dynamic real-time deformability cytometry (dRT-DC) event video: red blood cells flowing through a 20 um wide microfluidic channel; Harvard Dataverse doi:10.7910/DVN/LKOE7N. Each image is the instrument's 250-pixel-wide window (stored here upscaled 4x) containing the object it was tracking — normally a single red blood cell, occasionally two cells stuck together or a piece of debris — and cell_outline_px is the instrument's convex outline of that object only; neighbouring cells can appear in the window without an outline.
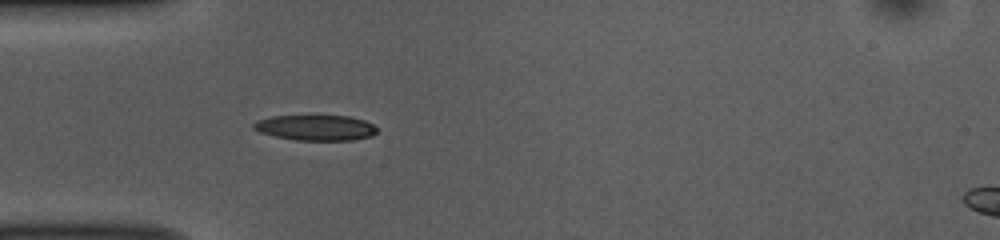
{"species": "common noctule bat (a hibernating species)", "species_latin": "Nyctalus noctula", "temperature_condition": "room temperature", "stored_images_in_passage": 38, "camera_frame_rate_fps": 3000, "um_per_image_px": 0.085, "animal": {"sex": "female", "body_mass_g": 10.0, "forearm_length_mm": 53.1}, "frame": {"image": 1, "passage_image": 1, "time_ms": 0.0, "image_size_px": [1000, 240], "cell_outline_px": [[376, 132], [372, 136], [352, 140], [296, 140], [276, 136], [260, 132], [252, 128], [252, 124], [256, 120], [272, 116], [316, 112], [348, 116], [364, 120], [372, 124], [376, 128]], "centroid_in_image_um": [26.79, 10.79], "position_along_channel_um": 58.2, "area_um2": 19.31}}
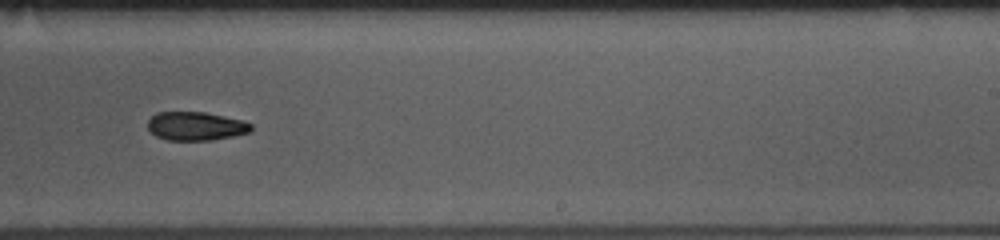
{"frame": {"image": 2, "passage_image": 18, "time_ms": 5.667, "image_size_px": [1000, 240], "cell_outline_px": [[252, 132], [212, 140], [168, 140], [156, 136], [148, 128], [148, 120], [156, 112], [204, 112], [244, 120], [252, 124]], "centroid_in_image_um": [16.67, 10.72], "position_along_channel_um": 272.3, "area_um2": 17.28}}
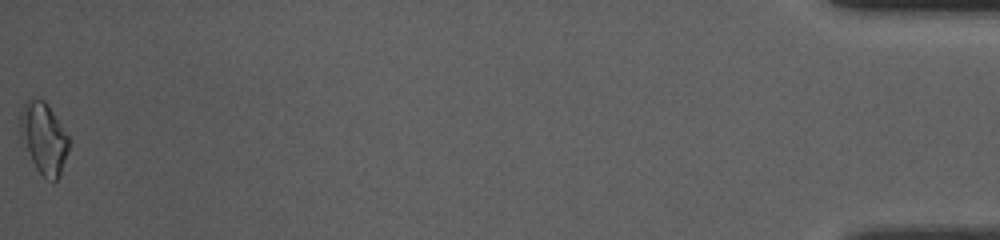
{"frame": {"image": 3, "passage_image": 38, "time_ms": 12.333, "image_size_px": [1000, 240], "cell_outline_px": [[68, 148], [60, 176], [52, 184], [36, 168], [20, 144], [20, 116], [24, 104], [28, 96], [44, 100], [48, 104], [68, 136]], "centroid_in_image_um": [3.67, 11.74], "position_along_channel_um": 431.5, "area_um2": 20.46}, "authors_computed_cell_mechanics": {"area_um2": 17.9469, "velocity_mm_per_s": 3.8383, "shape_relaxation_time_tau1_ms": 8.969, "shape_relaxation_time_tau2_ms": 9.9986, "deformation_change_tau1": 0.2062, "deformation_change_tau2": 0.2}}